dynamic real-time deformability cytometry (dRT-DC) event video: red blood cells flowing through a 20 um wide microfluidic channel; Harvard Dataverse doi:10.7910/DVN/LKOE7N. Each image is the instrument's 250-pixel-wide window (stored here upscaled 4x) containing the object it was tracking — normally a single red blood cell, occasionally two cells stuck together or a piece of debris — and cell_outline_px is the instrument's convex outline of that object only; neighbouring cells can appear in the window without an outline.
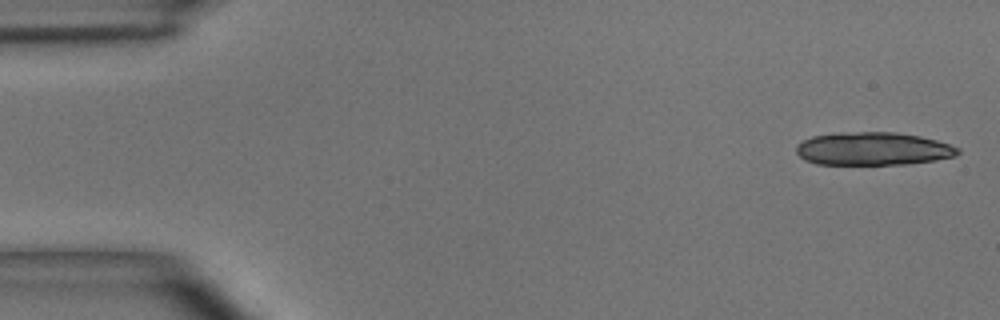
{"species": "common noctule bat (a hibernating species)", "species_latin": "Nyctalus noctula", "temperature_condition": "room temperature", "stored_images_in_passage": 16, "camera_frame_rate_fps": 3000, "um_per_image_px": 0.085, "animal": {"sex": "male", "body_mass_g": 15.6}, "frame": {"image": 1, "passage_image": 1, "time_ms": 0.0, "image_size_px": [1000, 320], "cell_outline_px": [[960, 152], [956, 156], [936, 160], [904, 164], [816, 164], [804, 160], [796, 152], [796, 144], [812, 136], [840, 132], [896, 132], [920, 136], [936, 140], [960, 148]], "centroid_in_image_um": [74.2, 12.64], "position_along_channel_um": 10.8, "area_um2": 31.21}}